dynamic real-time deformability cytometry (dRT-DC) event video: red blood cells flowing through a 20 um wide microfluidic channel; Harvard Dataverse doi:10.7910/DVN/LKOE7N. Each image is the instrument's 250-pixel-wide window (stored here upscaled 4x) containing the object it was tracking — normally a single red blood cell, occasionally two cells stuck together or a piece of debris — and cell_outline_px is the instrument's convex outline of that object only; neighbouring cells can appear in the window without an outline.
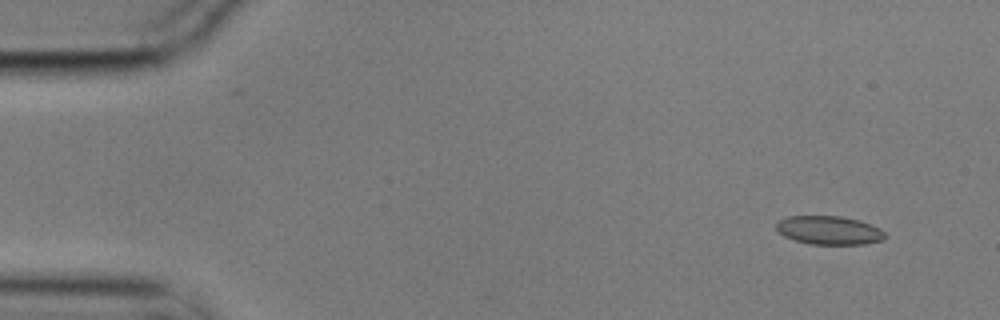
{"species": "common noctule bat (a hibernating species)", "species_latin": "Nyctalus noctula", "temperature_condition": "cold", "stored_images_in_passage": 10, "camera_frame_rate_fps": 3000, "um_per_image_px": 0.085, "animal": {"sex": "male", "body_mass_g": 17.9}, "frame": {"image": 1, "passage_image": 1, "time_ms": 0.0, "image_size_px": [1000, 320], "cell_outline_px": [[888, 236], [884, 240], [864, 244], [812, 244], [796, 240], [784, 236], [776, 228], [776, 224], [780, 220], [788, 216], [840, 216], [860, 220], [880, 228]], "centroid_in_image_um": [70.52, 19.57], "position_along_channel_um": 14.5, "area_um2": 18.09}}
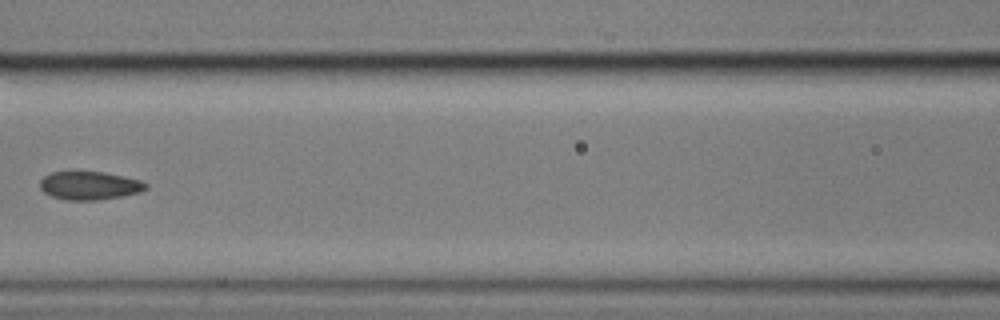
{"frame": {"image": 2, "passage_image": 6, "time_ms": 1.667, "image_size_px": [1000, 320], "cell_outline_px": [[148, 188], [140, 192], [120, 196], [96, 200], [64, 200], [52, 196], [44, 192], [40, 188], [40, 180], [44, 176], [52, 172], [104, 172], [124, 176], [140, 180], [148, 184]], "centroid_in_image_um": [7.61, 15.77], "position_along_channel_um": 159.0, "area_um2": 17.4}}
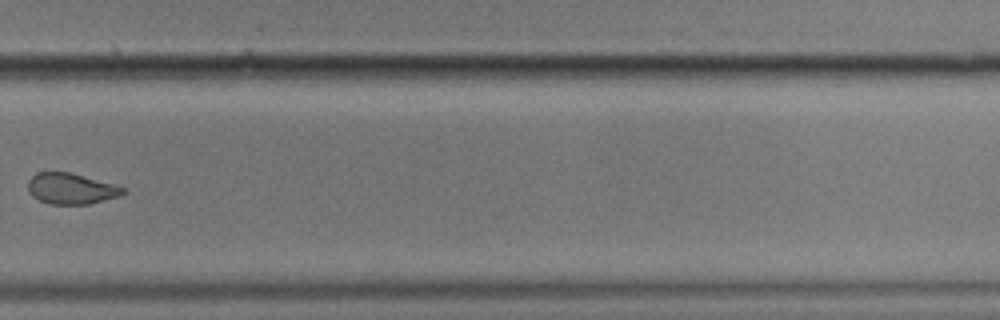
{"frame": {"image": 3, "passage_image": 10, "time_ms": 3.0, "image_size_px": [1000, 320], "cell_outline_px": [[128, 192], [120, 196], [88, 204], [48, 204], [32, 196], [28, 192], [28, 180], [36, 172], [72, 172], [112, 184], [124, 188]], "centroid_in_image_um": [6.03, 16.03], "position_along_channel_um": 323.8, "area_um2": 17.17}}